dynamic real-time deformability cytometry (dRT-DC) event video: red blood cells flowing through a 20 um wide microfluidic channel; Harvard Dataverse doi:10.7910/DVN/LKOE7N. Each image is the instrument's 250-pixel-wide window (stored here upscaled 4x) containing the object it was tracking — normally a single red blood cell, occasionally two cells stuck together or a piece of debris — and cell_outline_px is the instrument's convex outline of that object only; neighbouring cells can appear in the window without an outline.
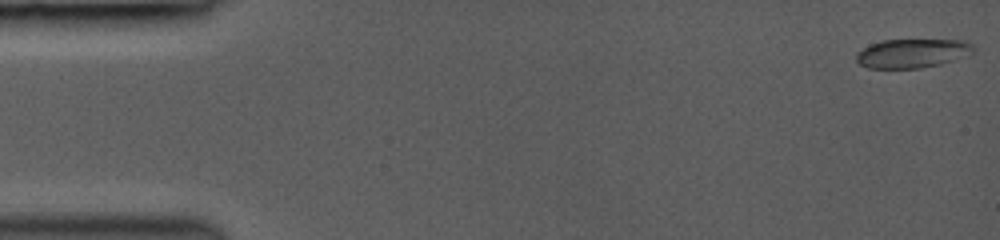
{"species": "common noctule bat (a hibernating species)", "species_latin": "Nyctalus noctula", "temperature_condition": "room temperature", "stored_images_in_passage": 21, "camera_frame_rate_fps": 3000, "um_per_image_px": 0.085, "animal": {"sex": "female", "body_mass_g": 19.0, "forearm_length_mm": 53.3}, "frame": {"image": 1, "passage_image": 1, "time_ms": 0.0, "image_size_px": [1000, 240], "cell_outline_px": [[976, 52], [940, 64], [920, 68], [868, 68], [860, 64], [856, 60], [856, 56], [864, 48], [880, 40], [964, 40], [972, 44], [976, 48]], "centroid_in_image_um": [77.59, 4.53], "position_along_channel_um": 7.4, "area_um2": 19.65}}
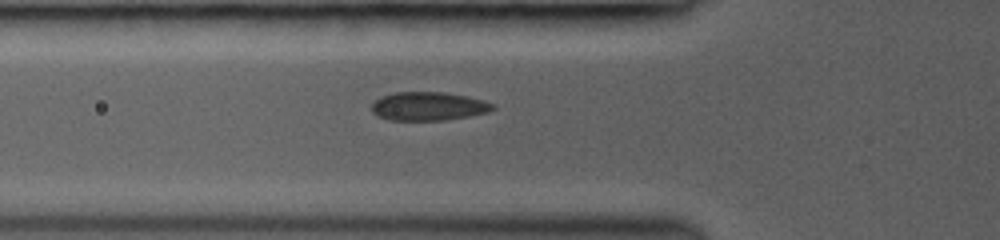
{"frame": {"image": 2, "passage_image": 14, "time_ms": 5.333, "image_size_px": [1000, 240], "cell_outline_px": [[496, 108], [488, 112], [468, 116], [444, 120], [392, 120], [380, 116], [372, 112], [372, 104], [380, 96], [396, 92], [444, 92], [468, 96], [484, 100], [496, 104]], "centroid_in_image_um": [36.46, 9.02], "position_along_channel_um": 89.3, "area_um2": 20.17}}
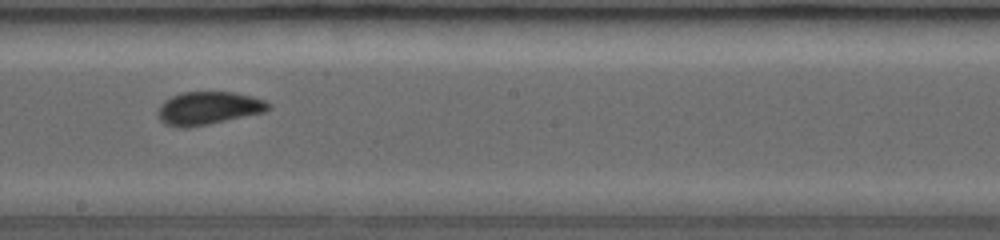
{"frame": {"image": 3, "passage_image": 20, "time_ms": 8.667, "image_size_px": [1000, 240], "cell_outline_px": [[272, 108], [264, 112], [208, 124], [188, 128], [184, 128], [164, 124], [160, 120], [156, 112], [160, 104], [164, 100], [172, 96], [184, 92], [236, 92], [252, 96], [264, 100], [272, 104]], "centroid_in_image_um": [17.71, 9.19], "position_along_channel_um": 230.5, "area_um2": 21.39}}